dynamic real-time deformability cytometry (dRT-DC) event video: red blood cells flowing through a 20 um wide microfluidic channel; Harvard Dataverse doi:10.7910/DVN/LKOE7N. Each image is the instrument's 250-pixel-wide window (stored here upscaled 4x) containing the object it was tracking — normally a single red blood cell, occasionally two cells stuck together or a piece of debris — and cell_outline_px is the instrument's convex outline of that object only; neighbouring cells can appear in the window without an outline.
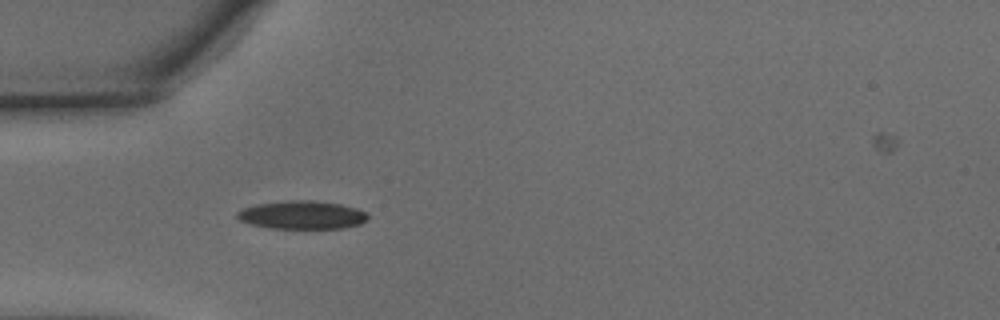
{"species": "common noctule bat (a hibernating species)", "species_latin": "Nyctalus noctula", "temperature_condition": "warm", "stored_images_in_passage": 20, "camera_frame_rate_fps": 3000, "um_per_image_px": 0.085, "animal": {"sex": "male", "body_mass_g": 15.6}, "frame": {"image": 1, "passage_image": 6, "time_ms": 1.667, "image_size_px": [1000, 320], "cell_outline_px": [[368, 220], [360, 224], [344, 228], [268, 228], [252, 224], [240, 220], [236, 216], [236, 212], [244, 208], [256, 204], [292, 200], [312, 200], [340, 204], [356, 208], [368, 212]], "centroid_in_image_um": [25.71, 18.27], "position_along_channel_um": 59.3, "area_um2": 21.5}}
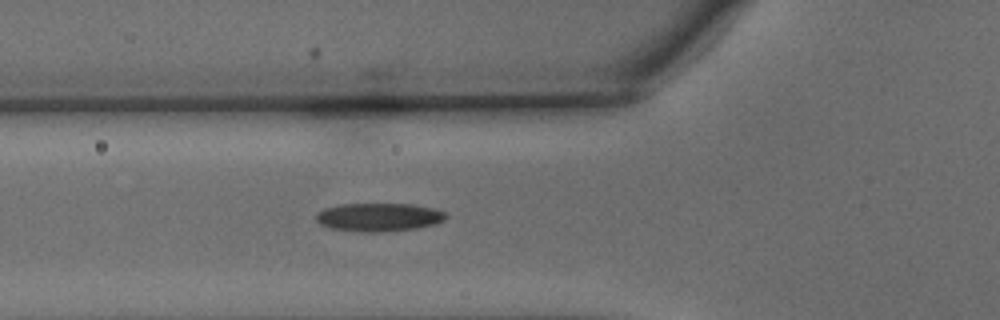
{"frame": {"image": 2, "passage_image": 9, "time_ms": 2.667, "image_size_px": [1000, 320], "cell_outline_px": [[448, 216], [444, 220], [436, 224], [416, 228], [384, 232], [364, 232], [332, 228], [320, 224], [316, 220], [316, 216], [324, 208], [340, 204], [416, 204], [436, 208], [444, 212]], "centroid_in_image_um": [32.25, 18.45], "position_along_channel_um": 93.5, "area_um2": 21.5}}
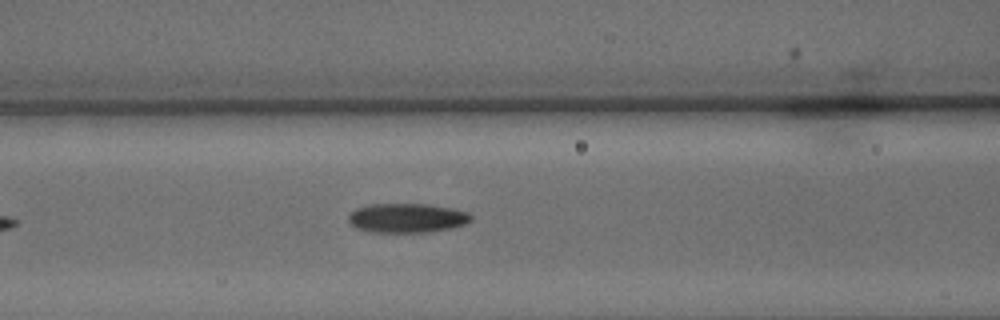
{"frame": {"image": 3, "passage_image": 12, "time_ms": 3.667, "image_size_px": [1000, 320], "cell_outline_px": [[472, 220], [464, 224], [452, 228], [428, 232], [368, 232], [356, 228], [348, 220], [348, 216], [356, 208], [368, 204], [424, 204], [452, 208], [468, 212], [472, 216]], "centroid_in_image_um": [34.59, 18.53], "position_along_channel_um": 132.0, "area_um2": 20.98}}